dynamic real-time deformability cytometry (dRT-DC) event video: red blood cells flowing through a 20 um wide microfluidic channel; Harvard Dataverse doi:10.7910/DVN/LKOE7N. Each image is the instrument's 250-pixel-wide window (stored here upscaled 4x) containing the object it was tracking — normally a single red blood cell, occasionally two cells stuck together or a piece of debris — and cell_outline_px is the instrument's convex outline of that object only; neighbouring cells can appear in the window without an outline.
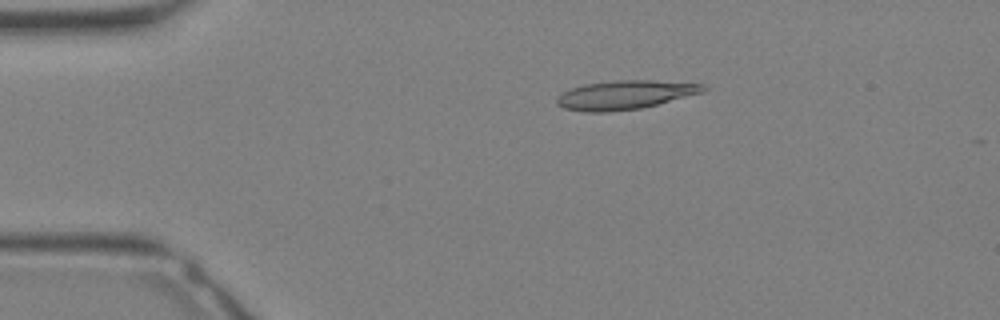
{"species": "Egyptian fruit bat (a non-hibernating species)", "species_latin": "Rousettus aegyptiacus", "temperature_condition": "warm", "stored_images_in_passage": 2, "camera_frame_rate_fps": 3000, "um_per_image_px": 0.085, "animal": {"sex": "female"}, "frame": {"image": 1, "passage_image": 1, "time_ms": 0.0, "image_size_px": [1000, 320], "cell_outline_px": [[708, 88], [704, 92], [640, 108], [608, 112], [588, 112], [564, 108], [556, 104], [556, 96], [572, 88], [584, 84], [620, 80], [652, 80], [704, 84]], "centroid_in_image_um": [53.12, 8.06], "position_along_channel_um": 31.9, "area_um2": 24.45}}